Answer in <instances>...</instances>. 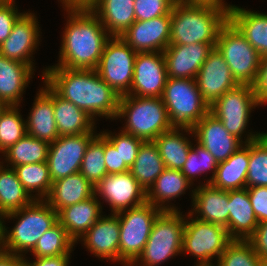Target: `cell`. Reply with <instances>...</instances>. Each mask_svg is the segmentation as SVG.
<instances>
[{
    "instance_id": "obj_1",
    "label": "cell",
    "mask_w": 267,
    "mask_h": 266,
    "mask_svg": "<svg viewBox=\"0 0 267 266\" xmlns=\"http://www.w3.org/2000/svg\"><path fill=\"white\" fill-rule=\"evenodd\" d=\"M42 79L62 98L72 102L95 119L116 120L120 96L96 70L46 67Z\"/></svg>"
},
{
    "instance_id": "obj_2",
    "label": "cell",
    "mask_w": 267,
    "mask_h": 266,
    "mask_svg": "<svg viewBox=\"0 0 267 266\" xmlns=\"http://www.w3.org/2000/svg\"><path fill=\"white\" fill-rule=\"evenodd\" d=\"M67 12L59 61L50 67L96 70L106 41L111 37L88 7H64Z\"/></svg>"
},
{
    "instance_id": "obj_3",
    "label": "cell",
    "mask_w": 267,
    "mask_h": 266,
    "mask_svg": "<svg viewBox=\"0 0 267 266\" xmlns=\"http://www.w3.org/2000/svg\"><path fill=\"white\" fill-rule=\"evenodd\" d=\"M229 20V9L213 3L177 0L171 10L169 44H216L221 28Z\"/></svg>"
},
{
    "instance_id": "obj_4",
    "label": "cell",
    "mask_w": 267,
    "mask_h": 266,
    "mask_svg": "<svg viewBox=\"0 0 267 266\" xmlns=\"http://www.w3.org/2000/svg\"><path fill=\"white\" fill-rule=\"evenodd\" d=\"M4 219L18 221L11 231L4 226L3 251L25 256L35 248L40 237L58 222V213L45 199H34L20 210L5 214Z\"/></svg>"
},
{
    "instance_id": "obj_5",
    "label": "cell",
    "mask_w": 267,
    "mask_h": 266,
    "mask_svg": "<svg viewBox=\"0 0 267 266\" xmlns=\"http://www.w3.org/2000/svg\"><path fill=\"white\" fill-rule=\"evenodd\" d=\"M126 119L122 131L141 140L154 141L173 128L162 98L122 95L116 119Z\"/></svg>"
},
{
    "instance_id": "obj_6",
    "label": "cell",
    "mask_w": 267,
    "mask_h": 266,
    "mask_svg": "<svg viewBox=\"0 0 267 266\" xmlns=\"http://www.w3.org/2000/svg\"><path fill=\"white\" fill-rule=\"evenodd\" d=\"M184 228L185 215H182L180 210L162 211L157 216L143 252L134 265L158 266L182 254Z\"/></svg>"
},
{
    "instance_id": "obj_7",
    "label": "cell",
    "mask_w": 267,
    "mask_h": 266,
    "mask_svg": "<svg viewBox=\"0 0 267 266\" xmlns=\"http://www.w3.org/2000/svg\"><path fill=\"white\" fill-rule=\"evenodd\" d=\"M161 98L173 127L192 129L209 112L196 79L168 77Z\"/></svg>"
},
{
    "instance_id": "obj_8",
    "label": "cell",
    "mask_w": 267,
    "mask_h": 266,
    "mask_svg": "<svg viewBox=\"0 0 267 266\" xmlns=\"http://www.w3.org/2000/svg\"><path fill=\"white\" fill-rule=\"evenodd\" d=\"M259 107L255 98L253 87L247 84H238L236 87L228 90L210 107L209 112L219 119L224 128L242 143L258 139L264 133L255 134L250 132L243 141V133H246V127L249 123L251 110Z\"/></svg>"
},
{
    "instance_id": "obj_9",
    "label": "cell",
    "mask_w": 267,
    "mask_h": 266,
    "mask_svg": "<svg viewBox=\"0 0 267 266\" xmlns=\"http://www.w3.org/2000/svg\"><path fill=\"white\" fill-rule=\"evenodd\" d=\"M215 47L229 65L237 83L252 86L262 56L229 20L221 28Z\"/></svg>"
},
{
    "instance_id": "obj_10",
    "label": "cell",
    "mask_w": 267,
    "mask_h": 266,
    "mask_svg": "<svg viewBox=\"0 0 267 266\" xmlns=\"http://www.w3.org/2000/svg\"><path fill=\"white\" fill-rule=\"evenodd\" d=\"M160 208L145 202L116 213L120 224L119 264L134 263L143 252Z\"/></svg>"
},
{
    "instance_id": "obj_11",
    "label": "cell",
    "mask_w": 267,
    "mask_h": 266,
    "mask_svg": "<svg viewBox=\"0 0 267 266\" xmlns=\"http://www.w3.org/2000/svg\"><path fill=\"white\" fill-rule=\"evenodd\" d=\"M186 216L181 252L194 256L196 265H213V258L218 260L233 239L221 225L201 221L189 212Z\"/></svg>"
},
{
    "instance_id": "obj_12",
    "label": "cell",
    "mask_w": 267,
    "mask_h": 266,
    "mask_svg": "<svg viewBox=\"0 0 267 266\" xmlns=\"http://www.w3.org/2000/svg\"><path fill=\"white\" fill-rule=\"evenodd\" d=\"M136 55L121 36H111L105 43L96 71L119 96L130 91Z\"/></svg>"
},
{
    "instance_id": "obj_13",
    "label": "cell",
    "mask_w": 267,
    "mask_h": 266,
    "mask_svg": "<svg viewBox=\"0 0 267 266\" xmlns=\"http://www.w3.org/2000/svg\"><path fill=\"white\" fill-rule=\"evenodd\" d=\"M96 136L97 133L59 136L49 144L46 162L52 182L80 172L86 149Z\"/></svg>"
},
{
    "instance_id": "obj_14",
    "label": "cell",
    "mask_w": 267,
    "mask_h": 266,
    "mask_svg": "<svg viewBox=\"0 0 267 266\" xmlns=\"http://www.w3.org/2000/svg\"><path fill=\"white\" fill-rule=\"evenodd\" d=\"M167 78L163 52H138L132 84L126 95L161 98Z\"/></svg>"
},
{
    "instance_id": "obj_15",
    "label": "cell",
    "mask_w": 267,
    "mask_h": 266,
    "mask_svg": "<svg viewBox=\"0 0 267 266\" xmlns=\"http://www.w3.org/2000/svg\"><path fill=\"white\" fill-rule=\"evenodd\" d=\"M95 196L111 206V213L142 205L146 202V192L130 171L107 174L96 186Z\"/></svg>"
},
{
    "instance_id": "obj_16",
    "label": "cell",
    "mask_w": 267,
    "mask_h": 266,
    "mask_svg": "<svg viewBox=\"0 0 267 266\" xmlns=\"http://www.w3.org/2000/svg\"><path fill=\"white\" fill-rule=\"evenodd\" d=\"M37 20L34 13H23L15 22L8 38L0 44V54L30 65L35 70L32 55L40 43L39 36L41 37Z\"/></svg>"
},
{
    "instance_id": "obj_17",
    "label": "cell",
    "mask_w": 267,
    "mask_h": 266,
    "mask_svg": "<svg viewBox=\"0 0 267 266\" xmlns=\"http://www.w3.org/2000/svg\"><path fill=\"white\" fill-rule=\"evenodd\" d=\"M135 52H163L171 38V14L135 21L121 36Z\"/></svg>"
},
{
    "instance_id": "obj_18",
    "label": "cell",
    "mask_w": 267,
    "mask_h": 266,
    "mask_svg": "<svg viewBox=\"0 0 267 266\" xmlns=\"http://www.w3.org/2000/svg\"><path fill=\"white\" fill-rule=\"evenodd\" d=\"M196 82L203 100L211 106L228 90L238 85L232 76L229 65L216 47L198 71Z\"/></svg>"
},
{
    "instance_id": "obj_19",
    "label": "cell",
    "mask_w": 267,
    "mask_h": 266,
    "mask_svg": "<svg viewBox=\"0 0 267 266\" xmlns=\"http://www.w3.org/2000/svg\"><path fill=\"white\" fill-rule=\"evenodd\" d=\"M216 44H169L163 51L167 76L179 79H196L198 71Z\"/></svg>"
},
{
    "instance_id": "obj_20",
    "label": "cell",
    "mask_w": 267,
    "mask_h": 266,
    "mask_svg": "<svg viewBox=\"0 0 267 266\" xmlns=\"http://www.w3.org/2000/svg\"><path fill=\"white\" fill-rule=\"evenodd\" d=\"M194 139L207 149L218 163L226 161L243 143L231 135L222 122L208 112L193 128Z\"/></svg>"
},
{
    "instance_id": "obj_21",
    "label": "cell",
    "mask_w": 267,
    "mask_h": 266,
    "mask_svg": "<svg viewBox=\"0 0 267 266\" xmlns=\"http://www.w3.org/2000/svg\"><path fill=\"white\" fill-rule=\"evenodd\" d=\"M120 224L117 214L102 215L78 240L90 253L103 260L119 262Z\"/></svg>"
},
{
    "instance_id": "obj_22",
    "label": "cell",
    "mask_w": 267,
    "mask_h": 266,
    "mask_svg": "<svg viewBox=\"0 0 267 266\" xmlns=\"http://www.w3.org/2000/svg\"><path fill=\"white\" fill-rule=\"evenodd\" d=\"M191 191L193 209L189 213L193 216L198 214L195 218L221 225L228 231V191L202 183Z\"/></svg>"
},
{
    "instance_id": "obj_23",
    "label": "cell",
    "mask_w": 267,
    "mask_h": 266,
    "mask_svg": "<svg viewBox=\"0 0 267 266\" xmlns=\"http://www.w3.org/2000/svg\"><path fill=\"white\" fill-rule=\"evenodd\" d=\"M33 102L32 109L26 119L27 134L48 142H54L58 137L53 106V89L44 81Z\"/></svg>"
},
{
    "instance_id": "obj_24",
    "label": "cell",
    "mask_w": 267,
    "mask_h": 266,
    "mask_svg": "<svg viewBox=\"0 0 267 266\" xmlns=\"http://www.w3.org/2000/svg\"><path fill=\"white\" fill-rule=\"evenodd\" d=\"M102 205L95 194L74 205L67 206L58 212V222L66 229L67 234L76 242L102 216Z\"/></svg>"
},
{
    "instance_id": "obj_25",
    "label": "cell",
    "mask_w": 267,
    "mask_h": 266,
    "mask_svg": "<svg viewBox=\"0 0 267 266\" xmlns=\"http://www.w3.org/2000/svg\"><path fill=\"white\" fill-rule=\"evenodd\" d=\"M88 8L110 36H122L136 21L134 0H94Z\"/></svg>"
},
{
    "instance_id": "obj_26",
    "label": "cell",
    "mask_w": 267,
    "mask_h": 266,
    "mask_svg": "<svg viewBox=\"0 0 267 266\" xmlns=\"http://www.w3.org/2000/svg\"><path fill=\"white\" fill-rule=\"evenodd\" d=\"M34 71L30 65L8 59L0 54V99L8 106H20L24 90Z\"/></svg>"
},
{
    "instance_id": "obj_27",
    "label": "cell",
    "mask_w": 267,
    "mask_h": 266,
    "mask_svg": "<svg viewBox=\"0 0 267 266\" xmlns=\"http://www.w3.org/2000/svg\"><path fill=\"white\" fill-rule=\"evenodd\" d=\"M228 205L229 236L232 239L247 240L259 223L254 214L247 188L228 190Z\"/></svg>"
},
{
    "instance_id": "obj_28",
    "label": "cell",
    "mask_w": 267,
    "mask_h": 266,
    "mask_svg": "<svg viewBox=\"0 0 267 266\" xmlns=\"http://www.w3.org/2000/svg\"><path fill=\"white\" fill-rule=\"evenodd\" d=\"M95 194V187L80 173L52 182V188L45 199L58 213L61 209L84 201Z\"/></svg>"
},
{
    "instance_id": "obj_29",
    "label": "cell",
    "mask_w": 267,
    "mask_h": 266,
    "mask_svg": "<svg viewBox=\"0 0 267 266\" xmlns=\"http://www.w3.org/2000/svg\"><path fill=\"white\" fill-rule=\"evenodd\" d=\"M250 156V142L243 144L226 161L218 163L211 185L222 190L246 188Z\"/></svg>"
},
{
    "instance_id": "obj_30",
    "label": "cell",
    "mask_w": 267,
    "mask_h": 266,
    "mask_svg": "<svg viewBox=\"0 0 267 266\" xmlns=\"http://www.w3.org/2000/svg\"><path fill=\"white\" fill-rule=\"evenodd\" d=\"M193 186L181 170L165 168L161 175L146 192V201L163 211L178 210L168 203L180 197Z\"/></svg>"
},
{
    "instance_id": "obj_31",
    "label": "cell",
    "mask_w": 267,
    "mask_h": 266,
    "mask_svg": "<svg viewBox=\"0 0 267 266\" xmlns=\"http://www.w3.org/2000/svg\"><path fill=\"white\" fill-rule=\"evenodd\" d=\"M53 106L59 136L96 133V121L72 102L60 97L54 90Z\"/></svg>"
},
{
    "instance_id": "obj_32",
    "label": "cell",
    "mask_w": 267,
    "mask_h": 266,
    "mask_svg": "<svg viewBox=\"0 0 267 266\" xmlns=\"http://www.w3.org/2000/svg\"><path fill=\"white\" fill-rule=\"evenodd\" d=\"M229 21L259 52L267 55V14L253 12L233 5L229 9Z\"/></svg>"
},
{
    "instance_id": "obj_33",
    "label": "cell",
    "mask_w": 267,
    "mask_h": 266,
    "mask_svg": "<svg viewBox=\"0 0 267 266\" xmlns=\"http://www.w3.org/2000/svg\"><path fill=\"white\" fill-rule=\"evenodd\" d=\"M184 130V131H183ZM183 131V132H181ZM194 136L191 128L173 127L171 130L161 133L154 143L157 145L165 168L181 170L192 148L191 141L183 133Z\"/></svg>"
},
{
    "instance_id": "obj_34",
    "label": "cell",
    "mask_w": 267,
    "mask_h": 266,
    "mask_svg": "<svg viewBox=\"0 0 267 266\" xmlns=\"http://www.w3.org/2000/svg\"><path fill=\"white\" fill-rule=\"evenodd\" d=\"M165 165L154 141L141 144L130 172L140 186L147 192L164 171Z\"/></svg>"
},
{
    "instance_id": "obj_35",
    "label": "cell",
    "mask_w": 267,
    "mask_h": 266,
    "mask_svg": "<svg viewBox=\"0 0 267 266\" xmlns=\"http://www.w3.org/2000/svg\"><path fill=\"white\" fill-rule=\"evenodd\" d=\"M33 200L19 181L16 171L5 168L4 162L0 161V213L5 215L20 210Z\"/></svg>"
},
{
    "instance_id": "obj_36",
    "label": "cell",
    "mask_w": 267,
    "mask_h": 266,
    "mask_svg": "<svg viewBox=\"0 0 267 266\" xmlns=\"http://www.w3.org/2000/svg\"><path fill=\"white\" fill-rule=\"evenodd\" d=\"M48 149V142L26 134L2 153L8 163L5 167L14 168L23 164L46 162Z\"/></svg>"
},
{
    "instance_id": "obj_37",
    "label": "cell",
    "mask_w": 267,
    "mask_h": 266,
    "mask_svg": "<svg viewBox=\"0 0 267 266\" xmlns=\"http://www.w3.org/2000/svg\"><path fill=\"white\" fill-rule=\"evenodd\" d=\"M24 189L34 199H46L52 188L47 162L23 164L13 168ZM35 192V195L33 193Z\"/></svg>"
},
{
    "instance_id": "obj_38",
    "label": "cell",
    "mask_w": 267,
    "mask_h": 266,
    "mask_svg": "<svg viewBox=\"0 0 267 266\" xmlns=\"http://www.w3.org/2000/svg\"><path fill=\"white\" fill-rule=\"evenodd\" d=\"M75 244L76 242L67 234L66 229L57 222L40 237L31 253L35 257L71 254Z\"/></svg>"
},
{
    "instance_id": "obj_39",
    "label": "cell",
    "mask_w": 267,
    "mask_h": 266,
    "mask_svg": "<svg viewBox=\"0 0 267 266\" xmlns=\"http://www.w3.org/2000/svg\"><path fill=\"white\" fill-rule=\"evenodd\" d=\"M80 173L94 187L108 174L104 156V136L101 133L89 143L81 162Z\"/></svg>"
},
{
    "instance_id": "obj_40",
    "label": "cell",
    "mask_w": 267,
    "mask_h": 266,
    "mask_svg": "<svg viewBox=\"0 0 267 266\" xmlns=\"http://www.w3.org/2000/svg\"><path fill=\"white\" fill-rule=\"evenodd\" d=\"M267 187V134L250 142L246 187Z\"/></svg>"
},
{
    "instance_id": "obj_41",
    "label": "cell",
    "mask_w": 267,
    "mask_h": 266,
    "mask_svg": "<svg viewBox=\"0 0 267 266\" xmlns=\"http://www.w3.org/2000/svg\"><path fill=\"white\" fill-rule=\"evenodd\" d=\"M18 105L8 106L0 115V153L20 140L26 132V121Z\"/></svg>"
},
{
    "instance_id": "obj_42",
    "label": "cell",
    "mask_w": 267,
    "mask_h": 266,
    "mask_svg": "<svg viewBox=\"0 0 267 266\" xmlns=\"http://www.w3.org/2000/svg\"><path fill=\"white\" fill-rule=\"evenodd\" d=\"M218 162L214 156L199 143L192 144V148L187 156V160L181 169L183 175L193 184L196 176L202 175L204 172L212 171V176L203 183V185L210 184L216 174Z\"/></svg>"
},
{
    "instance_id": "obj_43",
    "label": "cell",
    "mask_w": 267,
    "mask_h": 266,
    "mask_svg": "<svg viewBox=\"0 0 267 266\" xmlns=\"http://www.w3.org/2000/svg\"><path fill=\"white\" fill-rule=\"evenodd\" d=\"M260 261L248 240L233 239L217 260L216 266H259Z\"/></svg>"
},
{
    "instance_id": "obj_44",
    "label": "cell",
    "mask_w": 267,
    "mask_h": 266,
    "mask_svg": "<svg viewBox=\"0 0 267 266\" xmlns=\"http://www.w3.org/2000/svg\"><path fill=\"white\" fill-rule=\"evenodd\" d=\"M115 148L119 151L121 156V161L130 168L136 157L138 150L143 140L136 138L135 136L125 133L122 130L118 134H113L112 132L102 131L100 132Z\"/></svg>"
},
{
    "instance_id": "obj_45",
    "label": "cell",
    "mask_w": 267,
    "mask_h": 266,
    "mask_svg": "<svg viewBox=\"0 0 267 266\" xmlns=\"http://www.w3.org/2000/svg\"><path fill=\"white\" fill-rule=\"evenodd\" d=\"M177 0H134L136 21H146L166 14H171Z\"/></svg>"
},
{
    "instance_id": "obj_46",
    "label": "cell",
    "mask_w": 267,
    "mask_h": 266,
    "mask_svg": "<svg viewBox=\"0 0 267 266\" xmlns=\"http://www.w3.org/2000/svg\"><path fill=\"white\" fill-rule=\"evenodd\" d=\"M15 4V0L0 3V44L8 38L15 22L23 14Z\"/></svg>"
},
{
    "instance_id": "obj_47",
    "label": "cell",
    "mask_w": 267,
    "mask_h": 266,
    "mask_svg": "<svg viewBox=\"0 0 267 266\" xmlns=\"http://www.w3.org/2000/svg\"><path fill=\"white\" fill-rule=\"evenodd\" d=\"M258 222L267 221V187H246Z\"/></svg>"
},
{
    "instance_id": "obj_48",
    "label": "cell",
    "mask_w": 267,
    "mask_h": 266,
    "mask_svg": "<svg viewBox=\"0 0 267 266\" xmlns=\"http://www.w3.org/2000/svg\"><path fill=\"white\" fill-rule=\"evenodd\" d=\"M104 156L106 170L108 174L124 173L130 170V168L121 161L119 151L104 137Z\"/></svg>"
},
{
    "instance_id": "obj_49",
    "label": "cell",
    "mask_w": 267,
    "mask_h": 266,
    "mask_svg": "<svg viewBox=\"0 0 267 266\" xmlns=\"http://www.w3.org/2000/svg\"><path fill=\"white\" fill-rule=\"evenodd\" d=\"M257 103H267V55L262 56L256 80L252 85Z\"/></svg>"
},
{
    "instance_id": "obj_50",
    "label": "cell",
    "mask_w": 267,
    "mask_h": 266,
    "mask_svg": "<svg viewBox=\"0 0 267 266\" xmlns=\"http://www.w3.org/2000/svg\"><path fill=\"white\" fill-rule=\"evenodd\" d=\"M247 240L260 259H267V221L259 222L254 233Z\"/></svg>"
},
{
    "instance_id": "obj_51",
    "label": "cell",
    "mask_w": 267,
    "mask_h": 266,
    "mask_svg": "<svg viewBox=\"0 0 267 266\" xmlns=\"http://www.w3.org/2000/svg\"><path fill=\"white\" fill-rule=\"evenodd\" d=\"M70 255L35 257L34 261H30L25 257V262L26 266H69Z\"/></svg>"
},
{
    "instance_id": "obj_52",
    "label": "cell",
    "mask_w": 267,
    "mask_h": 266,
    "mask_svg": "<svg viewBox=\"0 0 267 266\" xmlns=\"http://www.w3.org/2000/svg\"><path fill=\"white\" fill-rule=\"evenodd\" d=\"M0 266H26L25 256L1 251Z\"/></svg>"
},
{
    "instance_id": "obj_53",
    "label": "cell",
    "mask_w": 267,
    "mask_h": 266,
    "mask_svg": "<svg viewBox=\"0 0 267 266\" xmlns=\"http://www.w3.org/2000/svg\"><path fill=\"white\" fill-rule=\"evenodd\" d=\"M181 1H185V2H198V3H213V4H217L220 5L222 7H225L227 9H230L233 5H228L226 3H224V0H181Z\"/></svg>"
},
{
    "instance_id": "obj_54",
    "label": "cell",
    "mask_w": 267,
    "mask_h": 266,
    "mask_svg": "<svg viewBox=\"0 0 267 266\" xmlns=\"http://www.w3.org/2000/svg\"><path fill=\"white\" fill-rule=\"evenodd\" d=\"M4 215L0 213V252L4 249Z\"/></svg>"
},
{
    "instance_id": "obj_55",
    "label": "cell",
    "mask_w": 267,
    "mask_h": 266,
    "mask_svg": "<svg viewBox=\"0 0 267 266\" xmlns=\"http://www.w3.org/2000/svg\"><path fill=\"white\" fill-rule=\"evenodd\" d=\"M7 107L8 105L2 99H0V115Z\"/></svg>"
},
{
    "instance_id": "obj_56",
    "label": "cell",
    "mask_w": 267,
    "mask_h": 266,
    "mask_svg": "<svg viewBox=\"0 0 267 266\" xmlns=\"http://www.w3.org/2000/svg\"><path fill=\"white\" fill-rule=\"evenodd\" d=\"M259 266H267V259H261Z\"/></svg>"
},
{
    "instance_id": "obj_57",
    "label": "cell",
    "mask_w": 267,
    "mask_h": 266,
    "mask_svg": "<svg viewBox=\"0 0 267 266\" xmlns=\"http://www.w3.org/2000/svg\"><path fill=\"white\" fill-rule=\"evenodd\" d=\"M123 266H136L134 263H123Z\"/></svg>"
},
{
    "instance_id": "obj_58",
    "label": "cell",
    "mask_w": 267,
    "mask_h": 266,
    "mask_svg": "<svg viewBox=\"0 0 267 266\" xmlns=\"http://www.w3.org/2000/svg\"><path fill=\"white\" fill-rule=\"evenodd\" d=\"M9 1H13V0H0V3H6V2H9Z\"/></svg>"
},
{
    "instance_id": "obj_59",
    "label": "cell",
    "mask_w": 267,
    "mask_h": 266,
    "mask_svg": "<svg viewBox=\"0 0 267 266\" xmlns=\"http://www.w3.org/2000/svg\"><path fill=\"white\" fill-rule=\"evenodd\" d=\"M216 263H214L213 265H194V266H215Z\"/></svg>"
}]
</instances>
